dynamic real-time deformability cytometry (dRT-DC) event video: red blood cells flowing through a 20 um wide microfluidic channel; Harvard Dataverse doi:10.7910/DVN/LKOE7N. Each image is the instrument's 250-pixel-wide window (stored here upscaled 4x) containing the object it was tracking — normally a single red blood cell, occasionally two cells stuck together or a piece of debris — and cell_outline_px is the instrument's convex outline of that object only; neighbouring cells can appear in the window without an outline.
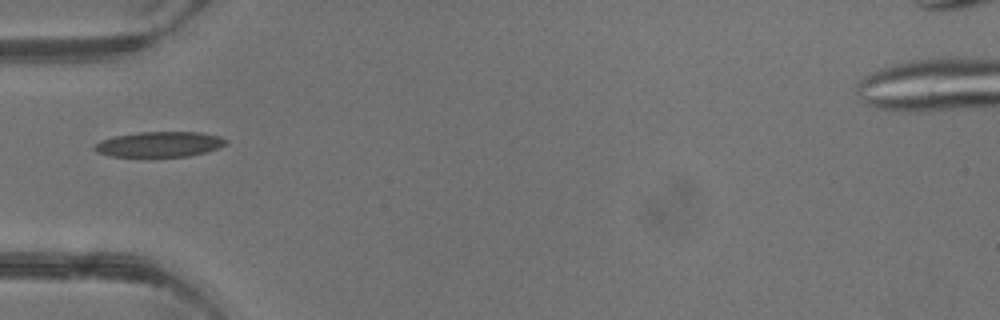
{"species": "common noctule bat (a hibernating species)", "species_latin": "Nyctalus noctula", "temperature_condition": "warm", "stored_images_in_passage": 1, "camera_frame_rate_fps": 3000, "um_per_image_px": 0.085, "animal": {"sex": "male", "body_mass_g": 13.3}, "frame": {"image": 1, "passage_image": 1, "time_ms": 0.0, "image_size_px": [1000, 320], "cell_outline_px": [[228, 140], [220, 148], [188, 156], [112, 156], [96, 152], [92, 148], [92, 144], [100, 140], [112, 136], [140, 132], [200, 132], [220, 136]], "centroid_in_image_um": [13.5, 12.25], "position_along_channel_um": 71.5, "area_um2": 19.42}}